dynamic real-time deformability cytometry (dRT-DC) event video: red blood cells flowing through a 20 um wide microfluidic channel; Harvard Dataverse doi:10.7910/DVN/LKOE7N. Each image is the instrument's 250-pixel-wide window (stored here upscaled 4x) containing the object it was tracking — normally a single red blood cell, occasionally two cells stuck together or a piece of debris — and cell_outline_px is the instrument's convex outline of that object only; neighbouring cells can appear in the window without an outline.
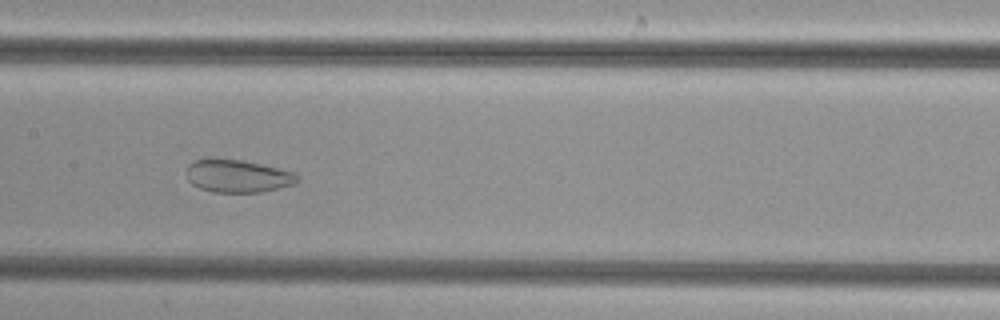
{"species": "common noctule bat (a hibernating species)", "species_latin": "Nyctalus noctula", "temperature_condition": "cold", "stored_images_in_passage": 50, "camera_frame_rate_fps": 3000, "um_per_image_px": 0.085, "animal": {"sex": "female", "body_mass_g": 29.2, "forearm_length_mm": 56.3}, "frame": {"image": 1, "passage_image": 24, "time_ms": 7.667, "image_size_px": [1000, 320], "cell_outline_px": [[300, 180], [296, 184], [280, 188], [260, 192], [212, 192], [200, 188], [192, 184], [188, 180], [188, 164], [196, 160], [240, 160], [260, 164], [296, 172]], "centroid_in_image_um": [20.27, 14.99], "position_along_channel_um": 187.1, "area_um2": 20.87}}
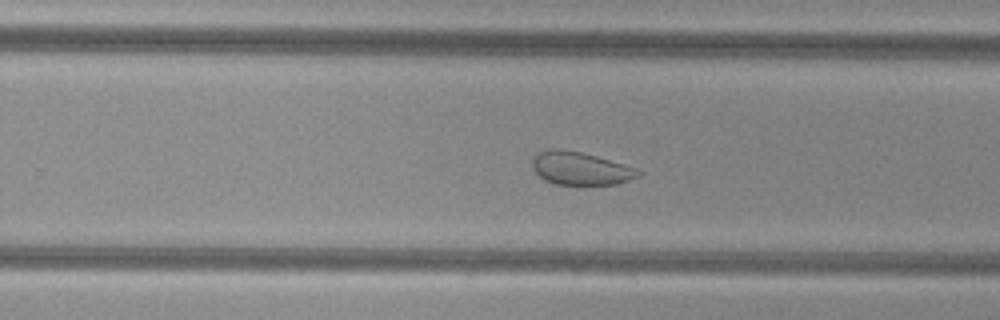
{"frame": {"image": 2, "passage_image": 31, "time_ms": 10.0, "image_size_px": [1000, 320], "cell_outline_px": [[640, 176], [616, 184], [556, 184], [544, 180], [532, 168], [532, 160], [540, 152], [548, 148], [560, 148], [580, 152], [596, 156], [636, 168], [640, 172]], "centroid_in_image_um": [49.31, 14.31], "position_along_channel_um": 280.5, "area_um2": 20.11}}
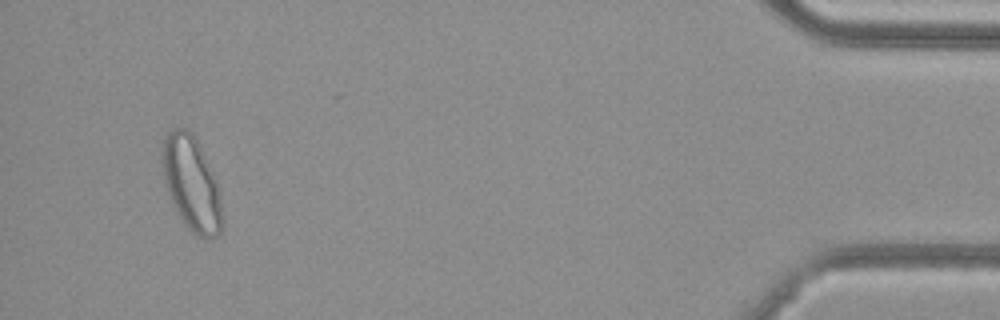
{"frame": {"image": 3, "passage_image": 47, "time_ms": 15.333, "image_size_px": [1000, 320], "cell_outline_px": [[224, 228], [212, 240], [208, 240], [196, 236], [184, 224], [172, 204], [164, 180], [160, 160], [160, 148], [164, 136], [172, 128], [184, 128], [192, 132], [220, 188], [224, 220]], "centroid_in_image_um": [16.28, 15.65], "position_along_channel_um": 418.9, "area_um2": 33.76}}